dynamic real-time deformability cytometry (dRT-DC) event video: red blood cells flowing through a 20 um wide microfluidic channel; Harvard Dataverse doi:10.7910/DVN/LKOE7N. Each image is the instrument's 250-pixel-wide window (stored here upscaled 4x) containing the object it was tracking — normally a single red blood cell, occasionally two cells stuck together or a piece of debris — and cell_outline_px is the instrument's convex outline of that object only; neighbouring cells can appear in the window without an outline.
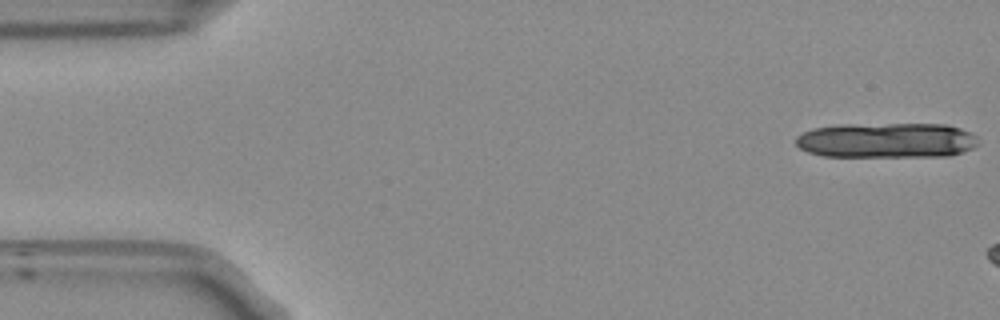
{"species": "Egyptian fruit bat (a non-hibernating species)", "species_latin": "Rousettus aegyptiacus", "temperature_condition": "room temperature", "stored_images_in_passage": 8, "camera_frame_rate_fps": 3000, "um_per_image_px": 0.085, "frame": {"image": 1, "passage_image": 1, "time_ms": 0.0, "image_size_px": [1000, 320], "cell_outline_px": [[980, 144], [972, 148], [948, 156], [824, 156], [808, 152], [800, 148], [796, 144], [796, 136], [812, 128], [840, 124], [948, 124], [960, 128], [976, 136]], "centroid_in_image_um": [75.36, 11.92], "position_along_channel_um": 9.6, "area_um2": 37.51}}